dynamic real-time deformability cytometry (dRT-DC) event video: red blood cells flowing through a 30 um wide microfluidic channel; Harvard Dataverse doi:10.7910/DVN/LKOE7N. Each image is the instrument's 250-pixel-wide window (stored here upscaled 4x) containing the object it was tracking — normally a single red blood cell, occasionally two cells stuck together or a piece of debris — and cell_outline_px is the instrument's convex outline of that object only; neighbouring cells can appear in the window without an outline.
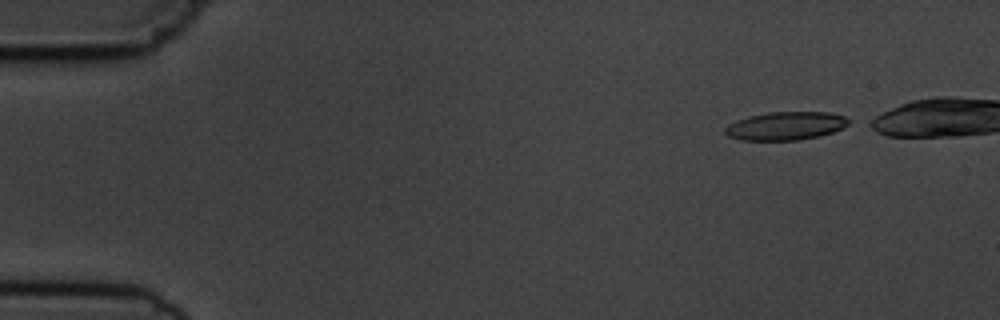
{"species": "common noctule bat (a hibernating species)", "species_latin": "Nyctalus noctula", "temperature_condition": "cold", "stored_images_in_passage": 4, "camera_frame_rate_fps": 3000, "um_per_image_px": 0.085, "animal": {"sex": "male", "body_mass_g": 19.5, "forearm_length_mm": 54.6}, "frame": {"image": 1, "passage_image": 1, "time_ms": 0.0, "image_size_px": [1000, 320], "cell_outline_px": [[852, 120], [848, 124], [832, 132], [820, 136], [796, 140], [740, 140], [728, 136], [724, 132], [724, 128], [728, 124], [736, 120], [748, 116], [768, 112], [832, 112], [844, 116]], "centroid_in_image_um": [66.76, 10.69], "position_along_channel_um": 18.2, "area_um2": 20.46}}